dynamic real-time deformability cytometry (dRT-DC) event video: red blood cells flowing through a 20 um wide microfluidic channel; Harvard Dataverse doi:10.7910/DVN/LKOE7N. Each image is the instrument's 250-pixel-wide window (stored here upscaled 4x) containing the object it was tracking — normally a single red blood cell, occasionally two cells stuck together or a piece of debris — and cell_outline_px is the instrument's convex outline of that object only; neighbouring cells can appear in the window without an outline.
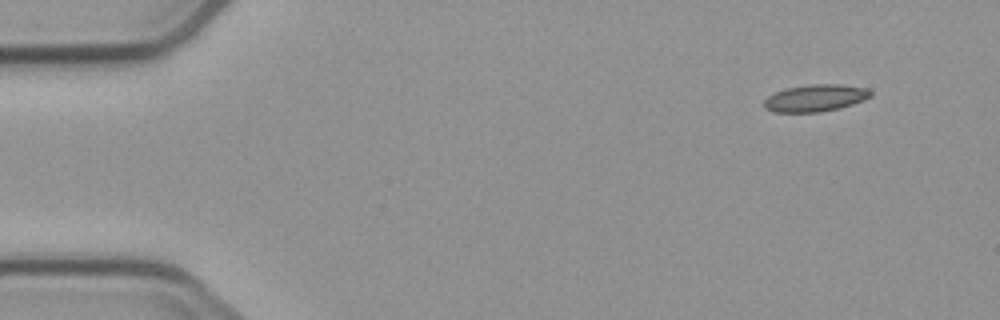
{"species": "common noctule bat (a hibernating species)", "species_latin": "Nyctalus noctula", "temperature_condition": "cold", "stored_images_in_passage": 7, "camera_frame_rate_fps": 3000, "um_per_image_px": 0.085, "animal": {"sex": "male", "body_mass_g": 23.1, "forearm_length_mm": 52.7}, "frame": {"image": 1, "passage_image": 1, "time_ms": 0.0, "image_size_px": [1000, 320], "cell_outline_px": [[872, 96], [864, 100], [840, 108], [820, 112], [776, 112], [764, 108], [764, 100], [768, 96], [776, 92], [788, 88], [812, 84], [840, 84], [868, 88], [872, 92]], "centroid_in_image_um": [69.34, 8.33], "position_along_channel_um": 15.7, "area_um2": 16.76}}
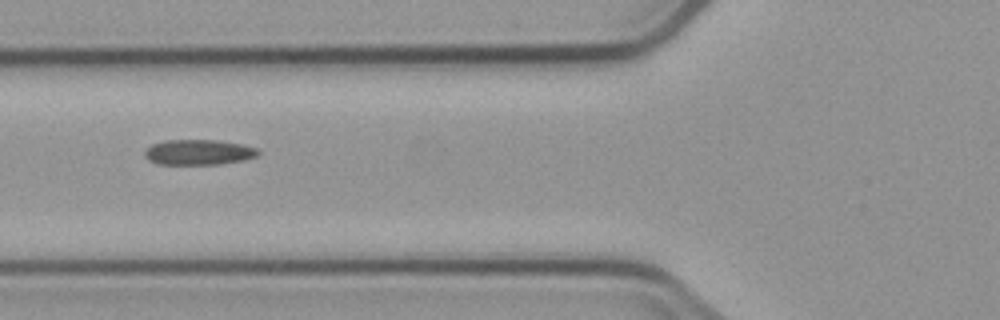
{"frame": {"image": 2, "passage_image": 5, "time_ms": 5.333, "image_size_px": [1000, 320], "cell_outline_px": [[260, 152], [256, 156], [244, 160], [220, 164], [156, 164], [148, 160], [144, 156], [144, 152], [152, 144], [164, 140], [216, 140], [244, 144], [256, 148]], "centroid_in_image_um": [16.87, 12.94], "position_along_channel_um": 108.9, "area_um2": 16.82}}
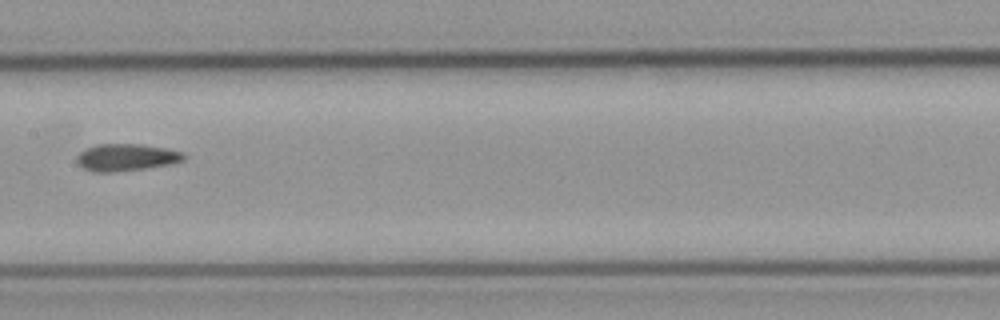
{"frame": {"image": 3, "passage_image": 7, "time_ms": 7.667, "image_size_px": [1000, 320], "cell_outline_px": [[188, 156], [184, 160], [172, 164], [144, 168], [112, 172], [96, 172], [84, 168], [76, 160], [76, 156], [80, 152], [96, 144], [140, 144], [164, 148], [184, 152]], "centroid_in_image_um": [10.77, 13.37], "position_along_channel_um": 196.6, "area_um2": 16.82}}